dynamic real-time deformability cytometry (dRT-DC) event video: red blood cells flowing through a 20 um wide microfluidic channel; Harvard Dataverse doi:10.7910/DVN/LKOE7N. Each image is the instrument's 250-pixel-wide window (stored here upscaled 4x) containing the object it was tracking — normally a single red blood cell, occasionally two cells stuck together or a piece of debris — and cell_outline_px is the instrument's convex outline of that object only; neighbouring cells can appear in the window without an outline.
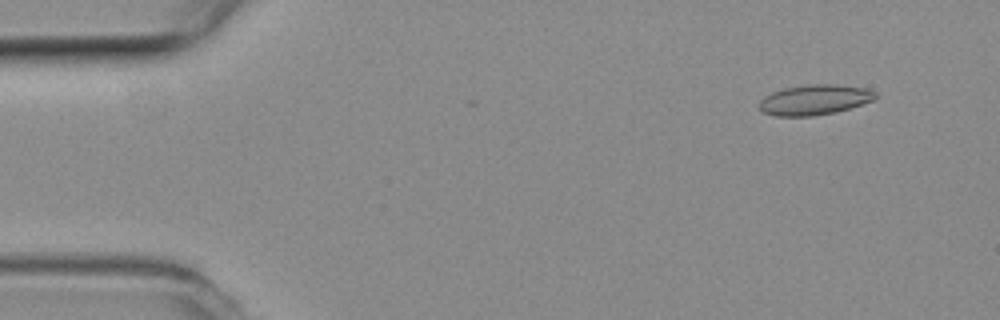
{"species": "common noctule bat (a hibernating species)", "species_latin": "Nyctalus noctula", "temperature_condition": "room temperature", "stored_images_in_passage": 54, "camera_frame_rate_fps": 3000, "um_per_image_px": 0.085, "animal": {"sex": "female", "body_mass_g": 19.3, "forearm_length_mm": 54.1}, "frame": {"image": 1, "passage_image": 5, "time_ms": 1.333, "image_size_px": [1000, 320], "cell_outline_px": [[876, 96], [872, 100], [836, 112], [812, 116], [776, 116], [764, 112], [760, 108], [760, 100], [764, 96], [772, 92], [784, 88], [808, 84], [836, 84], [864, 88], [876, 92]], "centroid_in_image_um": [69.2, 8.47], "position_along_channel_um": 15.8, "area_um2": 20.23}}
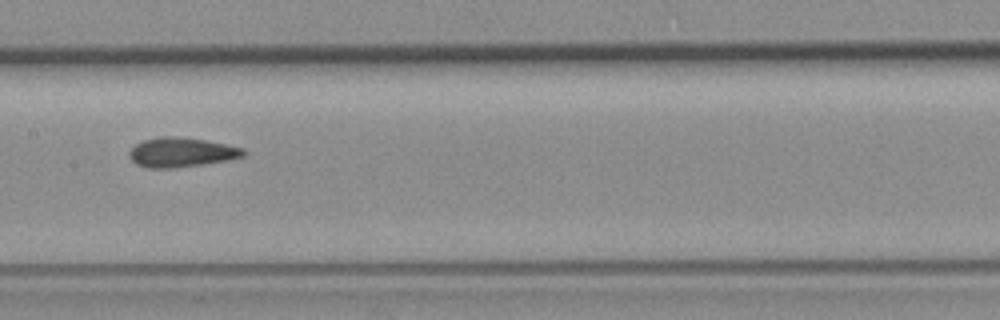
{"frame": {"image": 2, "passage_image": 27, "time_ms": 8.667, "image_size_px": [1000, 320], "cell_outline_px": [[248, 152], [244, 156], [228, 160], [204, 164], [172, 168], [148, 168], [136, 164], [128, 156], [128, 152], [136, 144], [144, 140], [160, 136], [168, 136], [204, 140], [244, 148]], "centroid_in_image_um": [15.42, 12.96], "position_along_channel_um": 192.0, "area_um2": 19.54}}
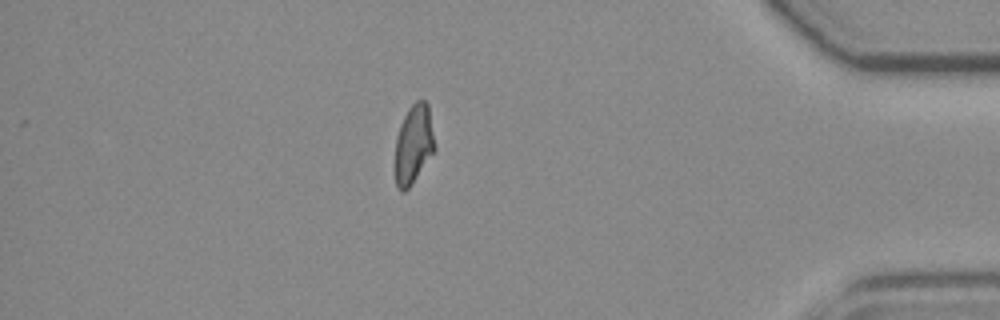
{"frame": {"image": 3, "passage_image": 47, "time_ms": 15.333, "image_size_px": [1000, 320], "cell_outline_px": [[436, 148], [408, 188], [404, 192], [400, 192], [396, 184], [396, 136], [400, 124], [408, 108], [416, 100], [424, 100], [428, 104]], "centroid_in_image_um": [35.16, 12.22], "position_along_channel_um": 400.0, "area_um2": 17.98}, "authors_computed_cell_mechanics": {"area_um2": 19.1607, "velocity_mm_per_s": 3.7707, "shape_relaxation_time_tau1_ms": null, "shape_relaxation_time_tau2_ms": 2.0511, "deformation_change_tau1": null, "deformation_change_tau2": 0.0698}}